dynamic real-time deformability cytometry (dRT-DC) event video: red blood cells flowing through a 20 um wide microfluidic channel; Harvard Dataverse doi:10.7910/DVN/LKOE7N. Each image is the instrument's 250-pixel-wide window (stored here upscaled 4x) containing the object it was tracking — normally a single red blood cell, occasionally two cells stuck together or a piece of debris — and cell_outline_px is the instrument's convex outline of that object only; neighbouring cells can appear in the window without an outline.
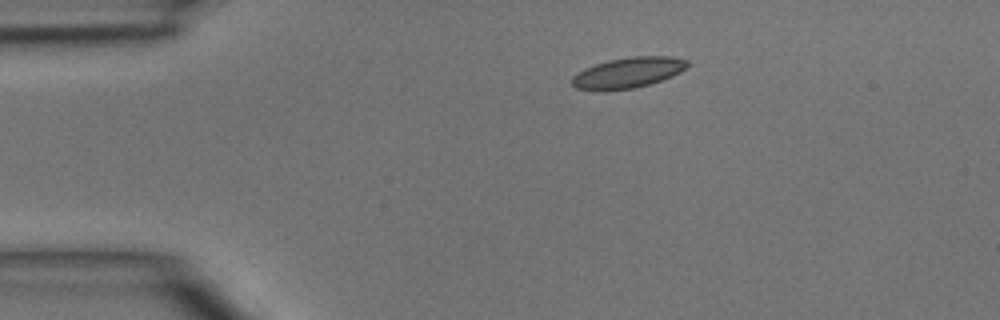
{"species": "common noctule bat (a hibernating species)", "species_latin": "Nyctalus noctula", "temperature_condition": "room temperature", "stored_images_in_passage": 39, "camera_frame_rate_fps": 3000, "um_per_image_px": 0.085, "animal": {"sex": "male", "body_mass_g": 15.6}, "frame": {"image": 1, "passage_image": 1, "time_ms": 0.0, "image_size_px": [1000, 320], "cell_outline_px": [[688, 64], [680, 72], [672, 76], [648, 84], [632, 88], [604, 92], [576, 88], [572, 84], [572, 76], [596, 64], [608, 60], [632, 56], [672, 56], [688, 60]], "centroid_in_image_um": [53.38, 6.18], "position_along_channel_um": 31.6, "area_um2": 20.46}}
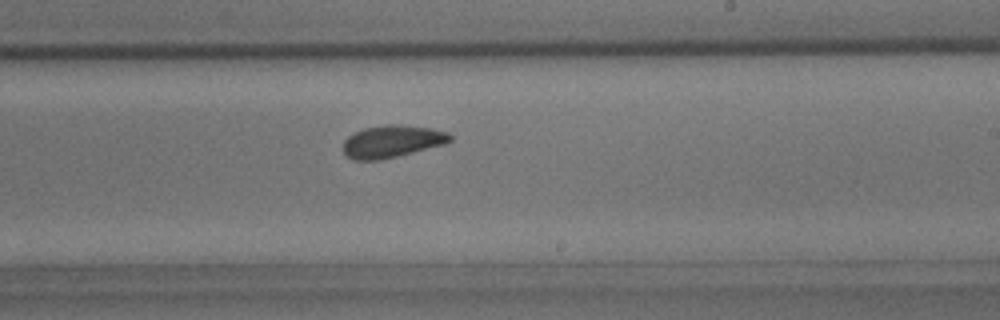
{"frame": {"image": 2, "passage_image": 20, "time_ms": 6.333, "image_size_px": [1000, 320], "cell_outline_px": [[452, 140], [444, 144], [380, 160], [352, 160], [344, 152], [344, 140], [348, 136], [364, 128], [384, 124], [400, 124], [432, 128], [448, 132], [452, 136]], "centroid_in_image_um": [33.33, 12.0], "position_along_channel_um": 255.7, "area_um2": 20.06}}
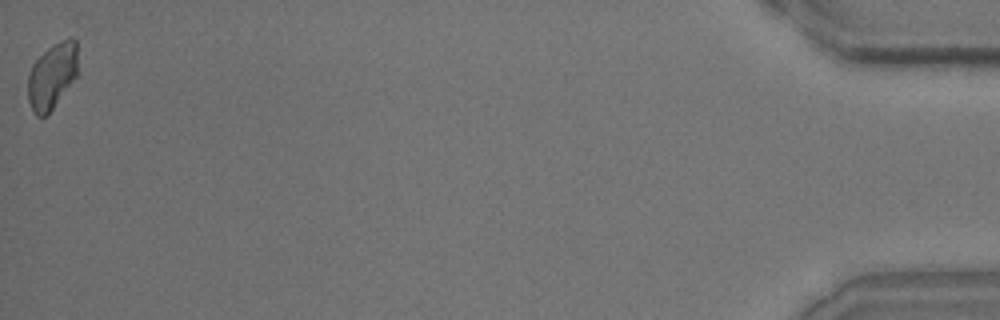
{"frame": {"image": 3, "passage_image": 39, "time_ms": 12.667, "image_size_px": [1000, 320], "cell_outline_px": [[80, 72], [52, 108], [44, 116], [36, 116], [32, 112], [28, 100], [28, 72], [32, 64], [48, 48], [60, 40], [68, 36], [72, 36], [76, 40]], "centroid_in_image_um": [4.46, 6.4], "position_along_channel_um": 430.7, "area_um2": 19.54}}